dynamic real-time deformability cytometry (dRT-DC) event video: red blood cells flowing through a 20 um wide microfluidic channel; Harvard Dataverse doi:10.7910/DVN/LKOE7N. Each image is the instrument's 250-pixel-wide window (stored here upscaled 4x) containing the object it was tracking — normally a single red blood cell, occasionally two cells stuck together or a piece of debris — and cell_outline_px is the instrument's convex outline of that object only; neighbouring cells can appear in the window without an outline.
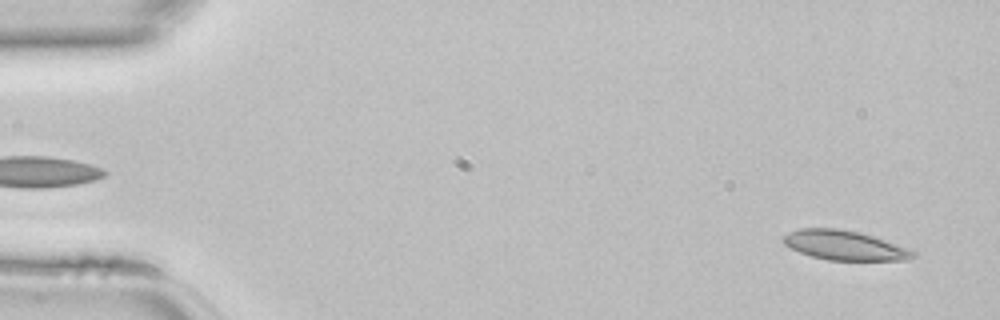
{"species": "common noctule bat (a hibernating species)", "species_latin": "Nyctalus noctula", "temperature_condition": "room temperature", "stored_images_in_passage": 44, "camera_frame_rate_fps": 3000, "um_per_image_px": 0.085, "animal": {"sex": "female", "body_mass_g": 22.7, "forearm_length_mm": 54.2}, "frame": {"image": 1, "passage_image": 2, "time_ms": 0.333, "image_size_px": [1000, 320], "cell_outline_px": [[916, 256], [908, 260], [828, 260], [812, 256], [800, 252], [784, 244], [784, 236], [788, 232], [800, 228], [840, 228], [860, 232], [912, 248], [916, 252]], "centroid_in_image_um": [71.86, 20.85], "position_along_channel_um": 13.1, "area_um2": 22.48}}
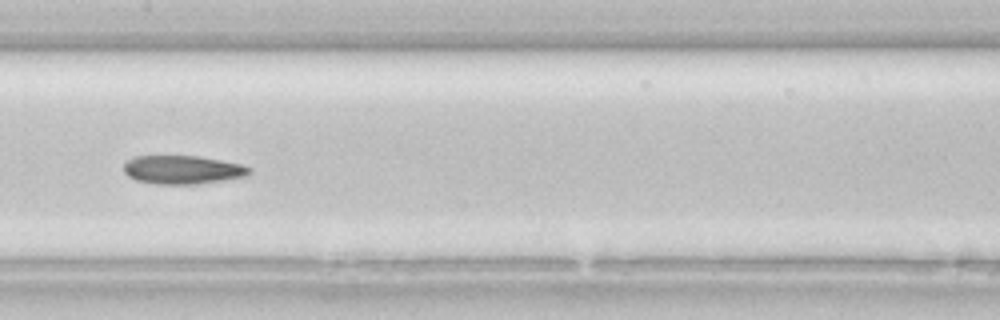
{"frame": {"image": 2, "passage_image": 22, "time_ms": 7.0, "image_size_px": [1000, 320], "cell_outline_px": [[252, 172], [248, 176], [196, 184], [156, 184], [136, 180], [128, 176], [124, 172], [124, 164], [132, 156], [200, 156], [240, 164], [252, 168]], "centroid_in_image_um": [15.52, 14.42], "position_along_channel_um": 191.9, "area_um2": 20.92}}
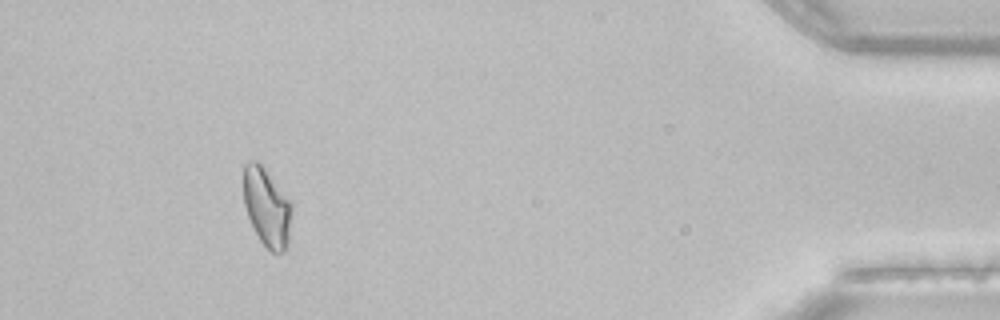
{"frame": {"image": 3, "passage_image": 41, "time_ms": 13.333, "image_size_px": [1000, 320], "cell_outline_px": [[292, 212], [288, 244], [284, 252], [272, 252], [260, 240], [248, 216], [244, 204], [244, 164], [248, 160], [256, 160], [264, 168], [292, 200]], "centroid_in_image_um": [22.71, 17.59], "position_along_channel_um": 412.5, "area_um2": 22.14}}